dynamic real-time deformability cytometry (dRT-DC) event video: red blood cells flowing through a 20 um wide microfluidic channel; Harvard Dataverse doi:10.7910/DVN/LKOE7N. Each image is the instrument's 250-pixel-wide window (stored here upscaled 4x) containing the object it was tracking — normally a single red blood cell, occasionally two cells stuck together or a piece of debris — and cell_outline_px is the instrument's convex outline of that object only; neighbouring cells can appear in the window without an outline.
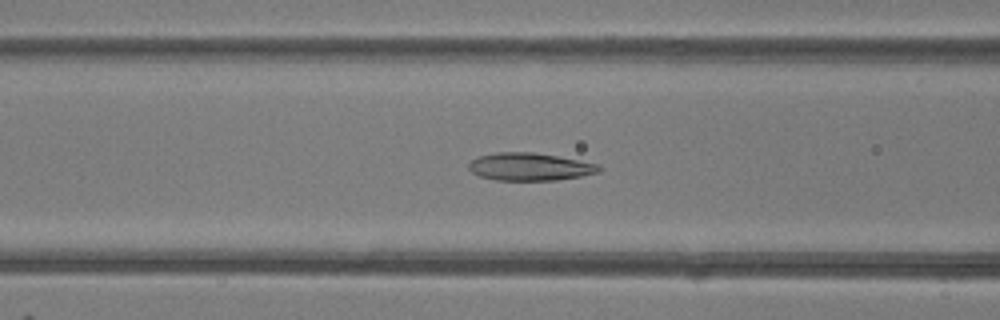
{"species": "common noctule bat (a hibernating species)", "species_latin": "Nyctalus noctula", "temperature_condition": "room temperature", "stored_images_in_passage": 49, "camera_frame_rate_fps": 3000, "um_per_image_px": 0.085, "animal": {"sex": "female"}, "frame": {"image": 1, "passage_image": 20, "time_ms": 6.333, "image_size_px": [1000, 320], "cell_outline_px": [[600, 172], [580, 176], [556, 180], [496, 180], [480, 176], [472, 172], [468, 168], [468, 164], [472, 160], [480, 156], [496, 152], [532, 152], [556, 156], [600, 164]], "centroid_in_image_um": [45.03, 14.17], "position_along_channel_um": 121.6, "area_um2": 20.87}}
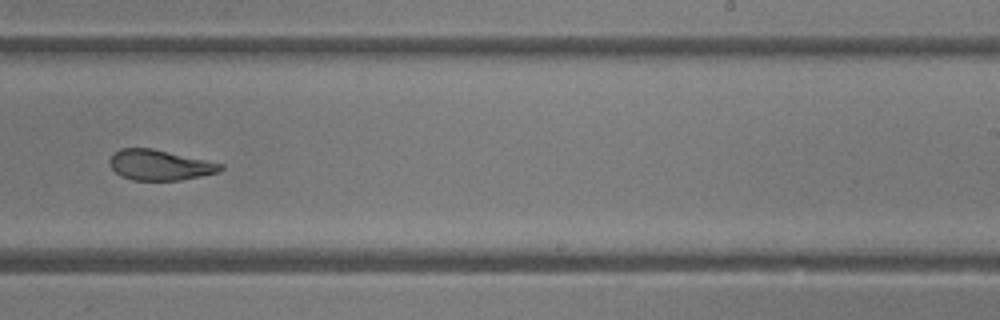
{"frame": {"image": 2, "passage_image": 31, "time_ms": 10.0, "image_size_px": [1000, 320], "cell_outline_px": [[224, 168], [220, 172], [180, 180], [132, 180], [120, 176], [112, 168], [108, 160], [120, 148], [152, 148], [224, 164]], "centroid_in_image_um": [13.59, 14.03], "position_along_channel_um": 275.4, "area_um2": 19.59}}
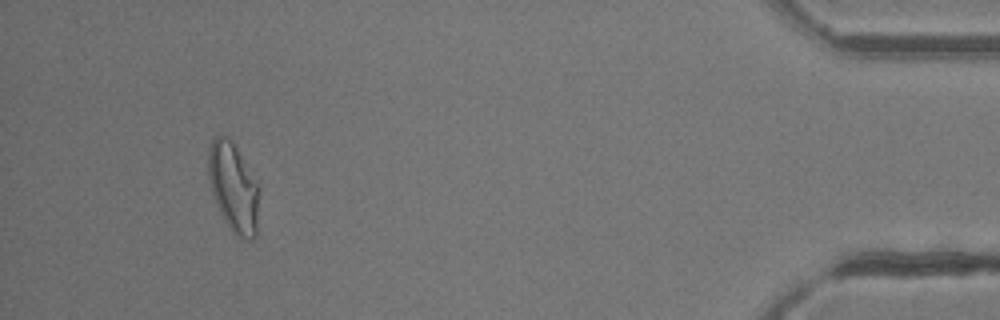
{"frame": {"image": 3, "passage_image": 46, "time_ms": 15.0, "image_size_px": [1000, 320], "cell_outline_px": [[260, 188], [256, 236], [252, 240], [244, 240], [236, 236], [232, 232], [220, 212], [212, 192], [208, 180], [208, 148], [212, 140], [216, 136], [224, 136], [232, 140]], "centroid_in_image_um": [19.85, 15.96], "position_along_channel_um": 415.4, "area_um2": 26.53}, "authors_computed_cell_mechanics": {"area_um2": 22.542, "velocity_mm_per_s": 4.1977, "shape_relaxation_time_tau1_ms": 7.5725, "shape_relaxation_time_tau2_ms": 1.3417, "deformation_change_tau1": 0.2291, "deformation_change_tau2": 0.0878}}